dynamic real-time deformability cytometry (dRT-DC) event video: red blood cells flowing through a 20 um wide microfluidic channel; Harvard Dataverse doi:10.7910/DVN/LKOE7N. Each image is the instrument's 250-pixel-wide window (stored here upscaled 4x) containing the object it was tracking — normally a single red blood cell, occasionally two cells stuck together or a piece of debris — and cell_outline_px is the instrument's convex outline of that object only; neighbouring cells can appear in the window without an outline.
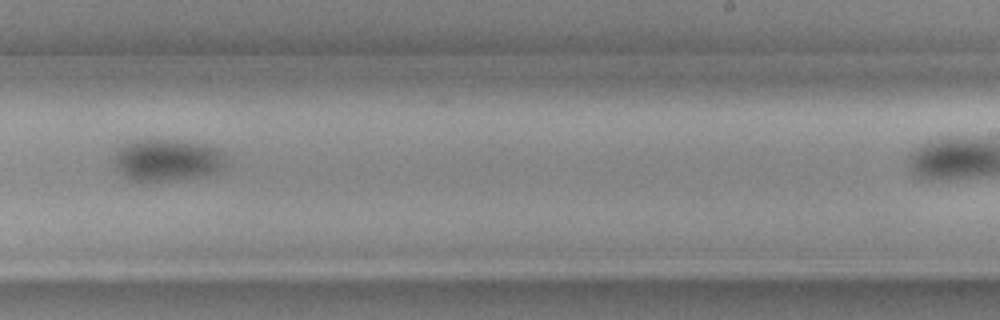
{"species": "common noctule bat (a hibernating species)", "species_latin": "Nyctalus noctula", "temperature_condition": "cold", "stored_images_in_passage": 12, "camera_frame_rate_fps": 3000, "um_per_image_px": 0.085, "animal": {"sex": "female", "body_mass_g": 19.3, "forearm_length_mm": 54.1}, "frame": {"image": 1, "passage_image": 6, "time_ms": 1.667, "image_size_px": [1000, 320], "cell_outline_px": [[224, 168], [216, 172], [196, 176], [164, 180], [136, 180], [128, 176], [116, 164], [116, 148], [132, 140], [180, 140], [208, 144], [224, 152]], "centroid_in_image_um": [14.28, 13.55], "position_along_channel_um": 274.7, "area_um2": 26.53}}
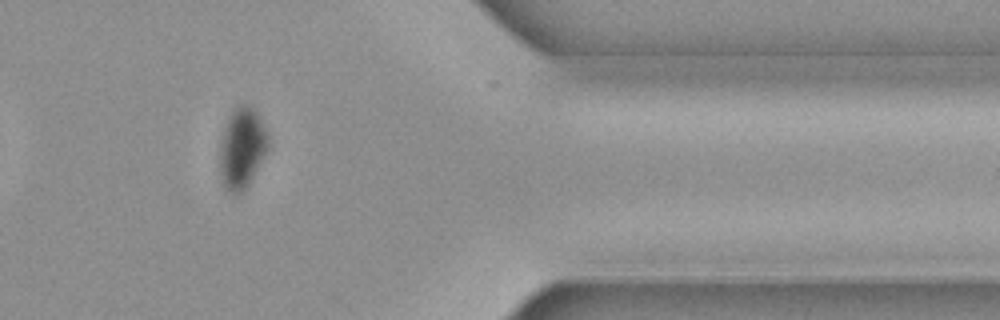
{"frame": {"image": 2, "passage_image": 10, "time_ms": 3.0, "image_size_px": [1000, 320], "cell_outline_px": [[268, 148], [248, 184], [240, 192], [232, 192], [224, 184], [220, 172], [220, 144], [224, 128], [228, 116], [240, 104], [248, 104], [256, 112], [268, 132]], "centroid_in_image_um": [20.57, 12.52], "position_along_channel_um": 390.8, "area_um2": 22.14}}